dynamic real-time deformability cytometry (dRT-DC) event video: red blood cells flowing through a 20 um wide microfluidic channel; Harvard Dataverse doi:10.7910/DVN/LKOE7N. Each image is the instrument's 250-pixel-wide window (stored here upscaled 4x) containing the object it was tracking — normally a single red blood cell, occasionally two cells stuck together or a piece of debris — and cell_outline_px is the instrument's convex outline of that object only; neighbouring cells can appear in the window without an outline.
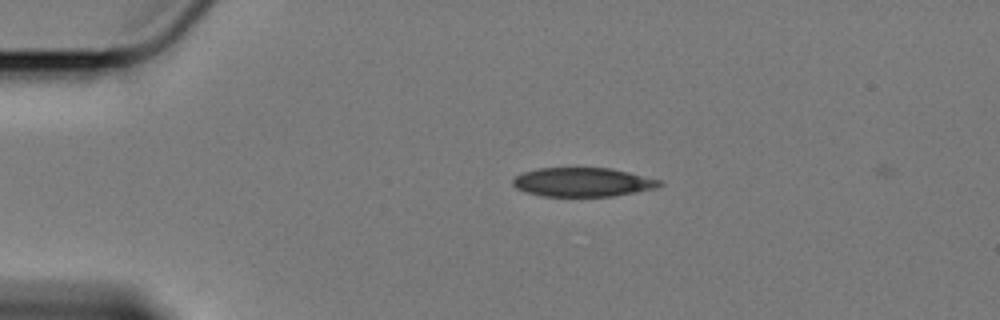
{"species": "Egyptian fruit bat (a non-hibernating species)", "species_latin": "Rousettus aegyptiacus", "temperature_condition": "cold", "stored_images_in_passage": 41, "camera_frame_rate_fps": 3000, "um_per_image_px": 0.085, "animal": {"sex": "female"}, "frame": {"image": 1, "passage_image": 1, "time_ms": 0.0, "image_size_px": [1000, 320], "cell_outline_px": [[664, 184], [656, 188], [612, 196], [540, 196], [524, 192], [516, 188], [512, 184], [512, 180], [516, 176], [524, 172], [540, 168], [608, 168], [628, 172], [660, 180]], "centroid_in_image_um": [49.5, 15.49], "position_along_channel_um": 35.5, "area_um2": 24.62}}
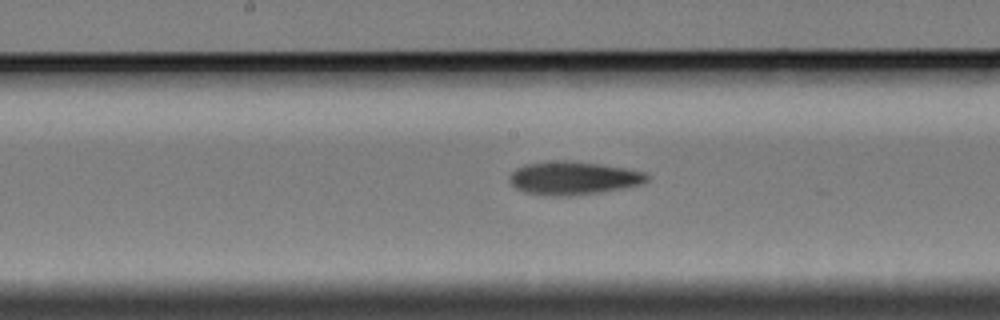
{"frame": {"image": 2, "passage_image": 19, "time_ms": 6.0, "image_size_px": [1000, 320], "cell_outline_px": [[648, 180], [640, 184], [600, 192], [568, 196], [556, 196], [524, 192], [516, 188], [508, 180], [508, 176], [516, 168], [524, 164], [560, 160], [564, 160], [600, 164], [624, 168], [644, 172], [648, 176]], "centroid_in_image_um": [48.68, 15.13], "position_along_channel_um": 199.5, "area_um2": 26.36}}
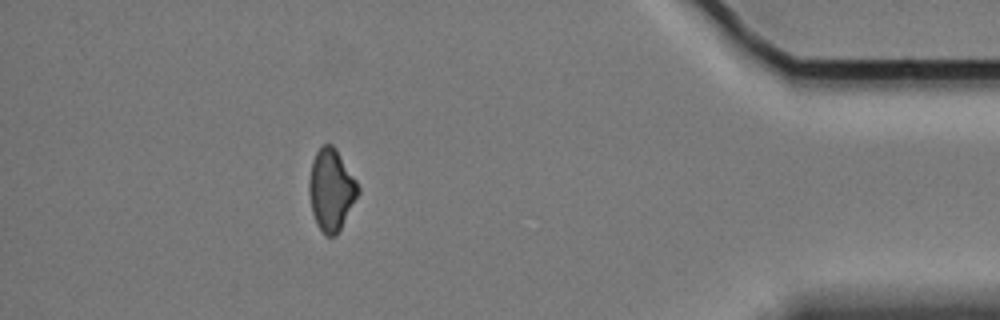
{"frame": {"image": 3, "passage_image": 41, "time_ms": 13.333, "image_size_px": [1000, 320], "cell_outline_px": [[360, 192], [336, 236], [324, 236], [316, 224], [312, 212], [308, 192], [308, 180], [312, 160], [316, 152], [324, 144], [332, 144], [336, 148], [356, 180], [360, 188]], "centroid_in_image_um": [28.13, 16.14], "position_along_channel_um": 407.1, "area_um2": 23.47}, "authors_computed_cell_mechanics": {"area_um2": 25.432, "velocity_mm_per_s": 3.417, "shape_relaxation_time_tau1_ms": 4.3859, "shape_relaxation_time_tau2_ms": 11.0223, "deformation_change_tau1": 0.1103, "deformation_change_tau2": 0.2146}}